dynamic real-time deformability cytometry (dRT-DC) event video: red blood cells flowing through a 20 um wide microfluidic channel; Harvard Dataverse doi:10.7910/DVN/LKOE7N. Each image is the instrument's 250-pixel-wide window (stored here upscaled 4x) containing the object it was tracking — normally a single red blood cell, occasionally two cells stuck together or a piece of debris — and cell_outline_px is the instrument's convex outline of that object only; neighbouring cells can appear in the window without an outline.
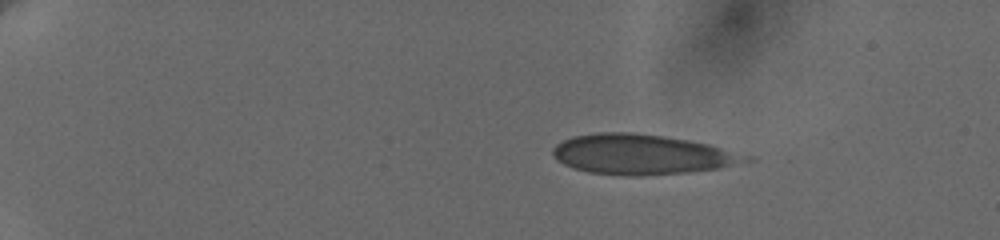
{"species": "human", "species_latin": "Homo sapiens", "temperature_condition": "cold", "stored_images_in_passage": 7, "camera_frame_rate_fps": 3000, "um_per_image_px": 0.085, "donor": {"sex": "female"}, "frame": {"image": 1, "passage_image": 2, "time_ms": 1.0, "image_size_px": [1000, 240], "cell_outline_px": [[736, 160], [720, 168], [688, 172], [640, 176], [632, 176], [588, 172], [564, 164], [556, 160], [552, 156], [552, 148], [556, 144], [572, 136], [596, 132], [628, 132], [664, 136], [688, 140], [708, 144], [720, 148], [732, 156]], "centroid_in_image_um": [54.22, 13.11], "position_along_channel_um": 30.8, "area_um2": 43.29}}
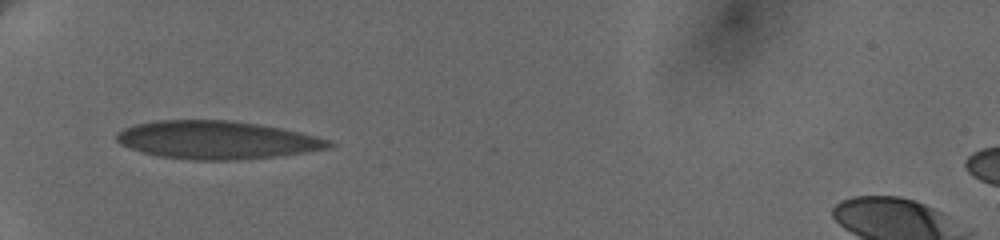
{"frame": {"image": 2, "passage_image": 6, "time_ms": 4.667, "image_size_px": [1000, 240], "cell_outline_px": [[336, 144], [332, 148], [280, 156], [236, 160], [192, 160], [160, 156], [144, 152], [120, 144], [116, 140], [116, 136], [124, 128], [136, 124], [156, 120], [228, 120], [260, 124], [300, 132], [316, 136], [328, 140]], "centroid_in_image_um": [18.48, 11.9], "position_along_channel_um": 66.5, "area_um2": 47.05}}